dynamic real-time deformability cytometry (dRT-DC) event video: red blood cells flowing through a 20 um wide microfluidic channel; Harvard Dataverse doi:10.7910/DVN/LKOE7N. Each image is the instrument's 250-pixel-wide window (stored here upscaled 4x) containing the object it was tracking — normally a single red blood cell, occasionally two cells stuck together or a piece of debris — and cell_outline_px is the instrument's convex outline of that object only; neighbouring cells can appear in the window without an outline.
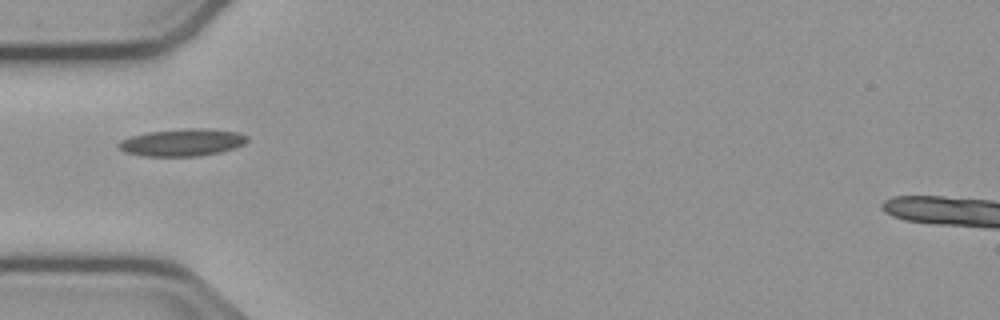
{"species": "common noctule bat (a hibernating species)", "species_latin": "Nyctalus noctula", "temperature_condition": "cold", "stored_images_in_passage": 31, "camera_frame_rate_fps": 3000, "um_per_image_px": 0.085, "animal": {"sex": "male", "body_mass_g": 23.1, "forearm_length_mm": 52.7}, "frame": {"image": 1, "passage_image": 1, "time_ms": 0.0, "image_size_px": [1000, 320], "cell_outline_px": [[248, 140], [244, 144], [220, 152], [200, 156], [144, 156], [124, 152], [116, 144], [120, 140], [132, 136], [148, 132], [184, 128], [204, 128], [240, 132], [248, 136]], "centroid_in_image_um": [15.5, 12.1], "position_along_channel_um": 69.5, "area_um2": 20.52}}
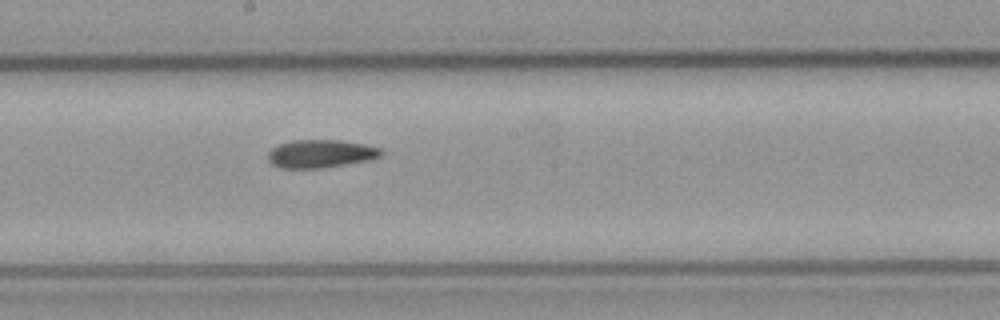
{"frame": {"image": 2, "passage_image": 13, "time_ms": 4.0, "image_size_px": [1000, 320], "cell_outline_px": [[384, 152], [380, 156], [372, 160], [320, 168], [280, 168], [272, 164], [268, 160], [268, 152], [272, 148], [280, 144], [292, 140], [340, 140], [364, 144], [380, 148]], "centroid_in_image_um": [27.26, 13.07], "position_along_channel_um": 220.9, "area_um2": 18.55}}
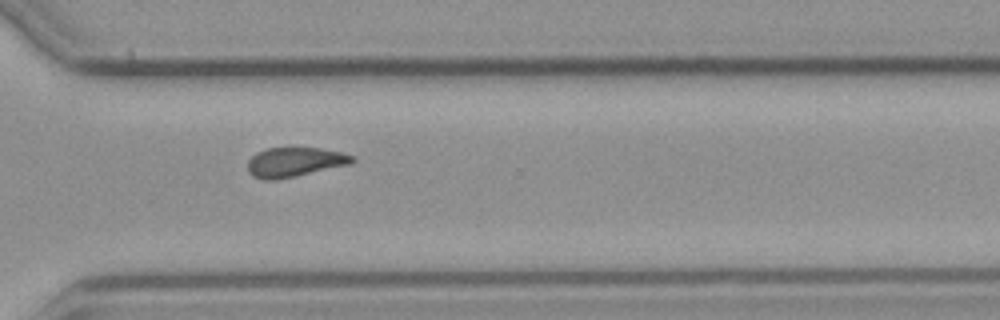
{"frame": {"image": 3, "passage_image": 23, "time_ms": 7.333, "image_size_px": [1000, 320], "cell_outline_px": [[356, 160], [352, 164], [276, 180], [264, 180], [252, 176], [248, 172], [248, 160], [256, 152], [268, 148], [320, 148], [340, 152], [352, 156]], "centroid_in_image_um": [25.03, 13.78], "position_along_channel_um": 345.6, "area_um2": 17.98}, "authors_computed_cell_mechanics": {"area_um2": 18.207, "velocity_mm_per_s": 3.7499, "shape_relaxation_time_tau1_ms": null, "shape_relaxation_time_tau2_ms": 2.4931, "deformation_change_tau1": null, "deformation_change_tau2": 0.0906}}